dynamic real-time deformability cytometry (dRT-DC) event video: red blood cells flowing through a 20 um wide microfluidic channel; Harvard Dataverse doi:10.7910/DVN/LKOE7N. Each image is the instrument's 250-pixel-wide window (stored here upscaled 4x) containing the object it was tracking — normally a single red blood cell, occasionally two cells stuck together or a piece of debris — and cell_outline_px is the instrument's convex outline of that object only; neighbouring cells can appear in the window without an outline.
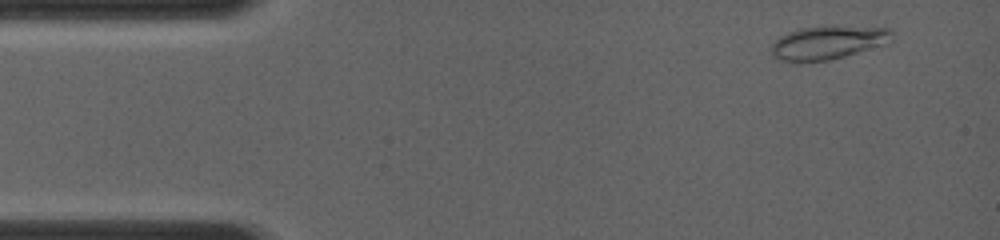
{"species": "common noctule bat (a hibernating species)", "species_latin": "Nyctalus noctula", "temperature_condition": "room temperature", "stored_images_in_passage": 10, "camera_frame_rate_fps": 4000, "um_per_image_px": 0.085, "animal": {"sex": "female", "body_mass_g": 19.0, "forearm_length_mm": 56.7}, "frame": {"image": 1, "passage_image": 2, "time_ms": 0.75, "image_size_px": [1000, 240], "cell_outline_px": [[892, 40], [884, 44], [844, 56], [828, 60], [780, 60], [772, 56], [772, 44], [780, 36], [788, 32], [804, 28], [888, 28], [892, 32]], "centroid_in_image_um": [70.35, 3.64], "position_along_channel_um": 14.6, "area_um2": 22.14}}
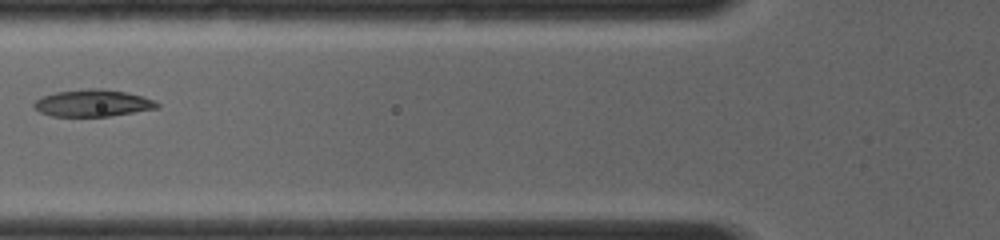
{"frame": {"image": 2, "passage_image": 9, "time_ms": 5.0, "image_size_px": [1000, 240], "cell_outline_px": [[160, 108], [108, 116], [52, 116], [40, 112], [32, 104], [36, 100], [44, 96], [56, 92], [88, 88], [100, 88], [124, 92], [156, 100], [160, 104]], "centroid_in_image_um": [7.91, 8.76], "position_along_channel_um": 117.9, "area_um2": 19.19}}